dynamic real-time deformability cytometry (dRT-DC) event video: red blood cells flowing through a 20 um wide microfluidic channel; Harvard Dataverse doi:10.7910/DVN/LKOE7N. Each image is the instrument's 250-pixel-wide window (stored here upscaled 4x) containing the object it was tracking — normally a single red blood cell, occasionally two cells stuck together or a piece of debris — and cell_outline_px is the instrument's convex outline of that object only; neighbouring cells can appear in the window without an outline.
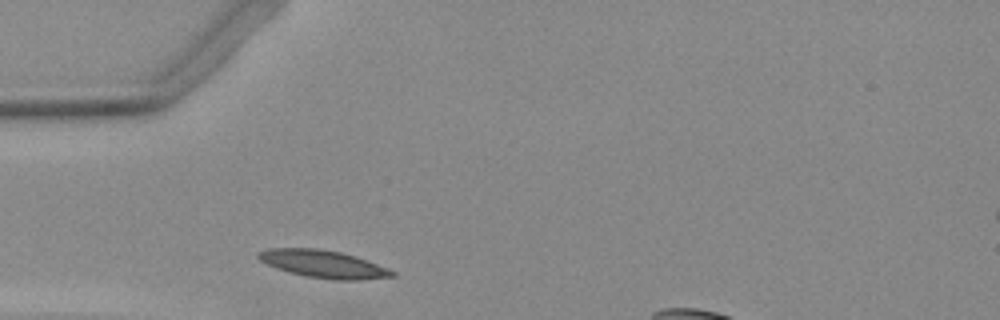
{"species": "Egyptian fruit bat (a non-hibernating species)", "species_latin": "Rousettus aegyptiacus", "temperature_condition": "warm", "stored_images_in_passage": 27, "camera_frame_rate_fps": 3000, "um_per_image_px": 0.085, "animal": {"sex": "female"}, "frame": {"image": 1, "passage_image": 1, "time_ms": 0.0, "image_size_px": [1000, 320], "cell_outline_px": [[396, 276], [360, 280], [332, 280], [304, 276], [288, 272], [276, 268], [260, 260], [256, 256], [256, 252], [268, 248], [316, 248], [340, 252], [356, 256], [388, 268], [396, 272]], "centroid_in_image_um": [27.47, 22.44], "position_along_channel_um": 57.5, "area_um2": 21.68}}
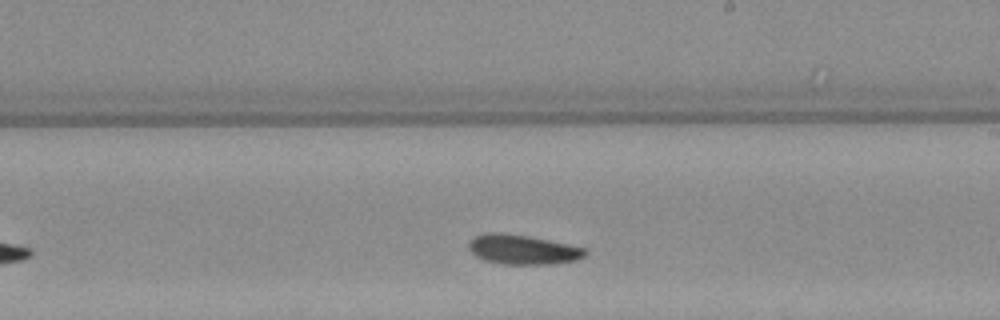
{"frame": {"image": 2, "passage_image": 16, "time_ms": 5.0, "image_size_px": [1000, 320], "cell_outline_px": [[588, 252], [584, 256], [576, 260], [552, 264], [504, 264], [484, 260], [476, 256], [468, 248], [468, 244], [476, 236], [488, 232], [504, 232], [528, 236], [588, 248]], "centroid_in_image_um": [44.45, 21.21], "position_along_channel_um": 244.5, "area_um2": 20.11}}
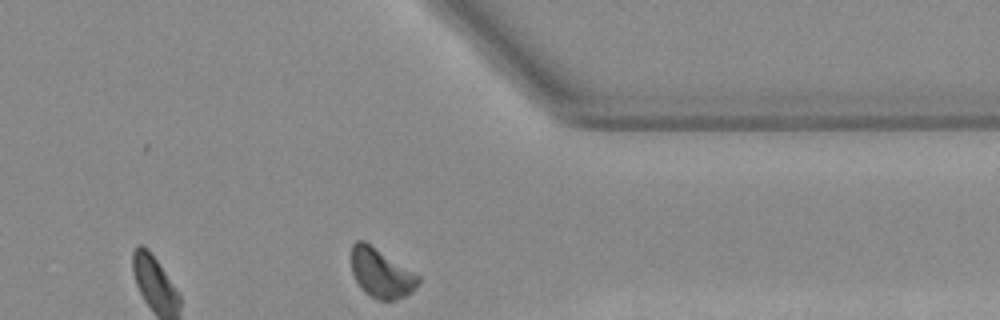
{"frame": {"image": 3, "passage_image": 27, "time_ms": 8.667, "image_size_px": [1000, 320], "cell_outline_px": [[420, 284], [412, 292], [396, 300], [376, 300], [364, 292], [360, 288], [352, 272], [352, 244], [356, 240], [364, 240], [420, 276]], "centroid_in_image_um": [32.4, 23.24], "position_along_channel_um": 379.0, "area_um2": 19.19}}